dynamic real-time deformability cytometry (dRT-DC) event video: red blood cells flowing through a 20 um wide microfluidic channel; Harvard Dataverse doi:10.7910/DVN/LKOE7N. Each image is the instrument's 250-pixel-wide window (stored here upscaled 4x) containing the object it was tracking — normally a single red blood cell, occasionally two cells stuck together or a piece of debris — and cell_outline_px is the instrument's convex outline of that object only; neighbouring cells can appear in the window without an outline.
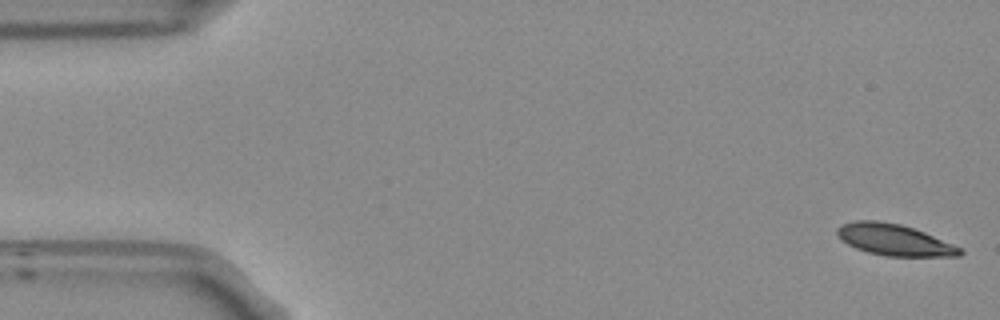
{"species": "Egyptian fruit bat (a non-hibernating species)", "species_latin": "Rousettus aegyptiacus", "temperature_condition": "room temperature", "stored_images_in_passage": 53, "camera_frame_rate_fps": 3000, "um_per_image_px": 0.085, "frame": {"image": 1, "passage_image": 1, "time_ms": 0.0, "image_size_px": [1000, 320], "cell_outline_px": [[964, 252], [960, 256], [884, 256], [868, 252], [856, 248], [848, 244], [836, 232], [836, 228], [844, 224], [856, 220], [876, 220], [900, 224], [924, 232], [952, 244], [960, 248]], "centroid_in_image_um": [76.01, 20.39], "position_along_channel_um": 9.0, "area_um2": 22.08}}
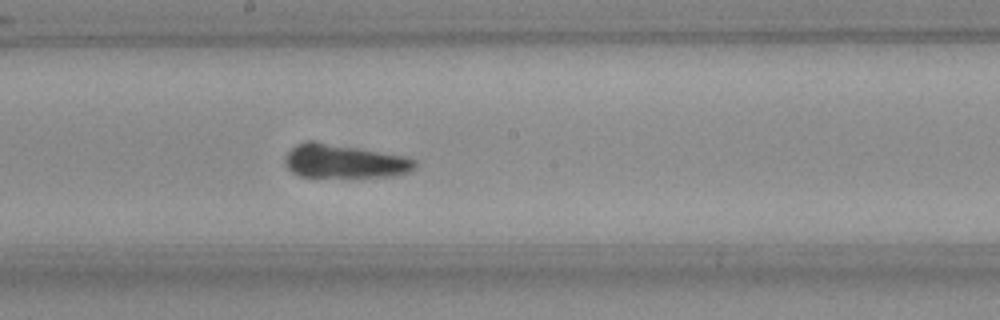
{"frame": {"image": 2, "passage_image": 28, "time_ms": 9.0, "image_size_px": [1000, 320], "cell_outline_px": [[416, 168], [408, 172], [392, 176], [300, 176], [292, 172], [284, 164], [284, 156], [292, 148], [300, 144], [324, 144], [356, 148], [404, 156], [416, 160]], "centroid_in_image_um": [29.3, 13.75], "position_along_channel_um": 218.9, "area_um2": 24.33}}
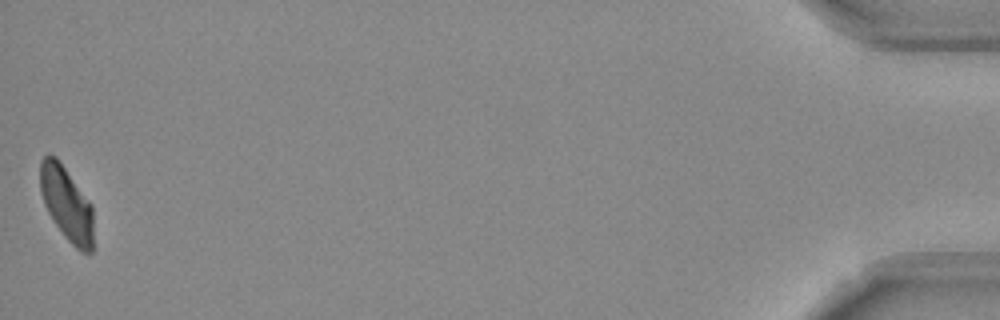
{"frame": {"image": 3, "passage_image": 53, "time_ms": 17.333, "image_size_px": [1000, 320], "cell_outline_px": [[92, 252], [80, 252], [64, 236], [48, 212], [44, 204], [40, 192], [40, 160], [48, 152], [56, 156], [92, 204]], "centroid_in_image_um": [5.64, 17.27], "position_along_channel_um": 429.6, "area_um2": 22.95}, "authors_computed_cell_mechanics": {"area_um2": 23.987, "velocity_mm_per_s": 3.7415, "shape_relaxation_time_tau1_ms": 5.8979, "shape_relaxation_time_tau2_ms": 5.2108, "deformation_change_tau1": 0.1417, "deformation_change_tau2": 0.112}}